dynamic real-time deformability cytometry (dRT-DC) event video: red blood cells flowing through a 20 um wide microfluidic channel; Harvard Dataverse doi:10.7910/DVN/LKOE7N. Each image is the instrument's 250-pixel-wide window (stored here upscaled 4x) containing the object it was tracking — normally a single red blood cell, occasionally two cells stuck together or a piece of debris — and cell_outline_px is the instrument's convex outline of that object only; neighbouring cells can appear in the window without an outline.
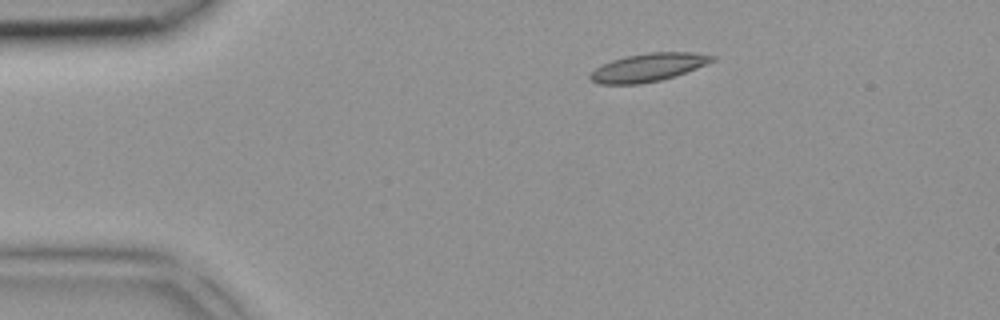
{"species": "common noctule bat (a hibernating species)", "species_latin": "Nyctalus noctula", "temperature_condition": "room temperature", "stored_images_in_passage": 4, "camera_frame_rate_fps": 3000, "um_per_image_px": 0.085, "animal": {"sex": "female", "body_mass_g": 18.4}, "frame": {"image": 1, "passage_image": 2, "time_ms": 0.333, "image_size_px": [1000, 320], "cell_outline_px": [[716, 60], [708, 64], [676, 76], [660, 80], [640, 84], [600, 84], [592, 80], [588, 76], [596, 68], [612, 60], [628, 56], [648, 52], [692, 52], [716, 56]], "centroid_in_image_um": [55.16, 5.73], "position_along_channel_um": 29.8, "area_um2": 19.94}}
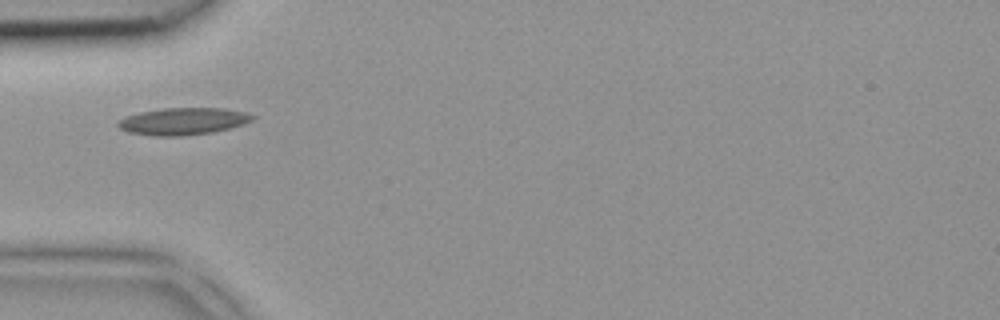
{"frame": {"image": 2, "passage_image": 4, "time_ms": 1.0, "image_size_px": [1000, 320], "cell_outline_px": [[256, 116], [252, 120], [244, 124], [212, 132], [180, 136], [156, 136], [128, 132], [120, 128], [116, 124], [124, 116], [140, 112], [164, 108], [224, 108], [244, 112]], "centroid_in_image_um": [15.55, 10.3], "position_along_channel_um": 69.5, "area_um2": 21.1}}